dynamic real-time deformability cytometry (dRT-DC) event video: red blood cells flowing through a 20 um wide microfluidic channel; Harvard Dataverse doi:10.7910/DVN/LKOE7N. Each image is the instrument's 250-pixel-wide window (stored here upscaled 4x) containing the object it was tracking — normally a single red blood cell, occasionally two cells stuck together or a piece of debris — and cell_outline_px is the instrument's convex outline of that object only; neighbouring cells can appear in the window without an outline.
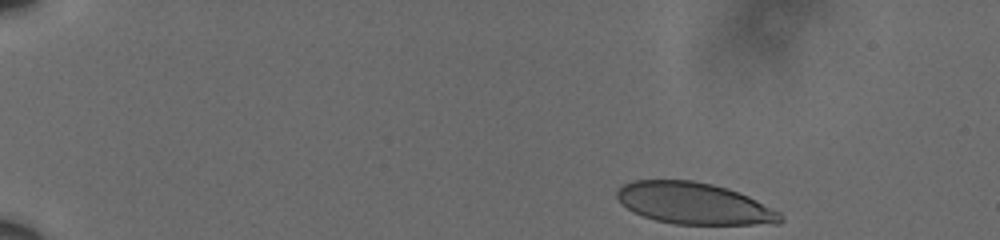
{"species": "human", "species_latin": "Homo sapiens", "temperature_condition": "cold", "stored_images_in_passage": 51, "camera_frame_rate_fps": 3000, "um_per_image_px": 0.085, "donor": {"sex": "male"}, "frame": {"image": 1, "passage_image": 1, "time_ms": 0.0, "image_size_px": [1000, 240], "cell_outline_px": [[784, 220], [780, 224], [676, 224], [656, 220], [632, 212], [620, 204], [616, 196], [616, 192], [624, 184], [632, 180], [692, 180], [712, 184], [728, 188], [748, 196], [780, 212], [784, 216]], "centroid_in_image_um": [58.99, 17.29], "position_along_channel_um": 26.0, "area_um2": 39.77}}
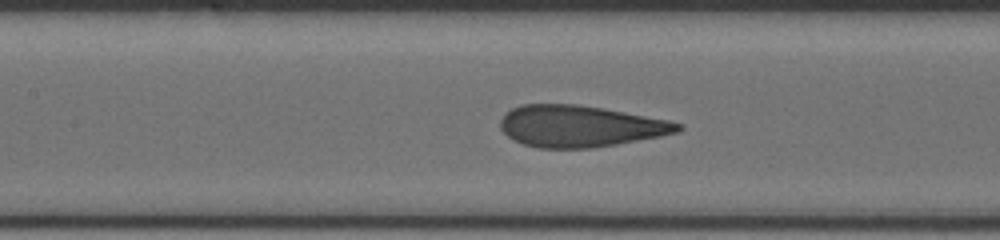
{"frame": {"image": 2, "passage_image": 22, "time_ms": 7.0, "image_size_px": [1000, 240], "cell_outline_px": [[684, 128], [680, 132], [660, 136], [616, 144], [592, 148], [540, 148], [524, 144], [512, 140], [500, 128], [500, 120], [504, 112], [520, 104], [576, 104], [604, 108], [668, 120], [680, 124]], "centroid_in_image_um": [49.28, 10.72], "position_along_channel_um": 158.1, "area_um2": 43.06}}
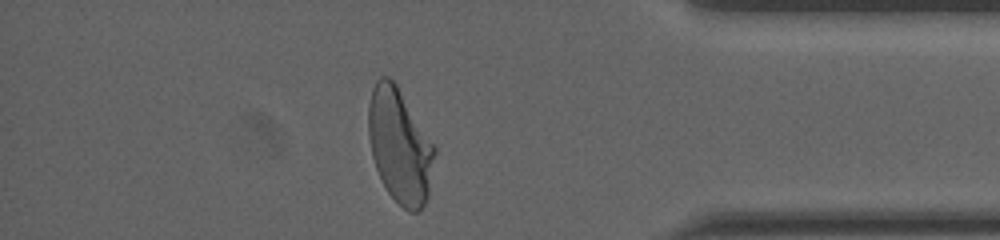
{"frame": {"image": 3, "passage_image": 44, "time_ms": 14.333, "image_size_px": [1000, 240], "cell_outline_px": [[436, 152], [428, 196], [424, 204], [416, 212], [408, 212], [388, 192], [376, 168], [372, 156], [368, 132], [368, 104], [372, 88], [376, 80], [380, 76], [388, 76], [396, 84], [436, 148]], "centroid_in_image_um": [33.97, 12.38], "position_along_channel_um": 401.2, "area_um2": 43.75}, "authors_computed_cell_mechanics": {"area_um2": 43.2344, "velocity_mm_per_s": 3.6085, "shape_relaxation_time_tau1_ms": 6.0256, "shape_relaxation_time_tau2_ms": null, "deformation_change_tau1": 0.2033, "deformation_change_tau2": null}}